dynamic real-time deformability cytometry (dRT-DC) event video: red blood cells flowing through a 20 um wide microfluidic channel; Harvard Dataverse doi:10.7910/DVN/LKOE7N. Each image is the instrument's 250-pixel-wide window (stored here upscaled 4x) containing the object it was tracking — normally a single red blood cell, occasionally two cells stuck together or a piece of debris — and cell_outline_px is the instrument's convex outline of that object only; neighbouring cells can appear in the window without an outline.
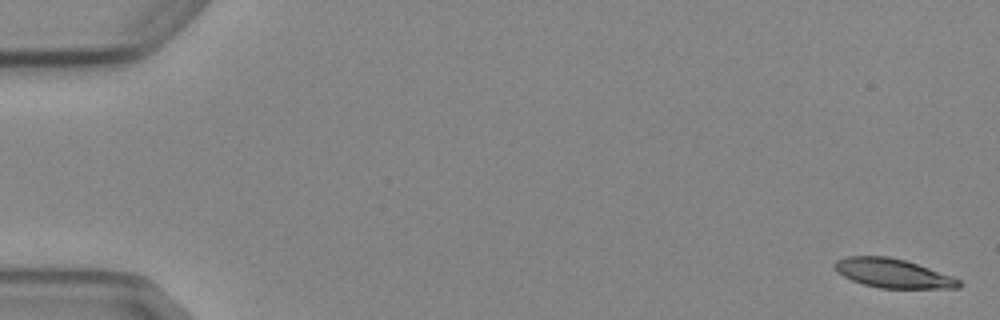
{"species": "Egyptian fruit bat (a non-hibernating species)", "species_latin": "Rousettus aegyptiacus", "temperature_condition": "cold", "stored_images_in_passage": 5, "camera_frame_rate_fps": 3000, "um_per_image_px": 0.085, "animal": {"sex": "female"}, "frame": {"image": 1, "passage_image": 1, "time_ms": 0.0, "image_size_px": [1000, 320], "cell_outline_px": [[960, 288], [880, 288], [864, 284], [852, 280], [836, 272], [832, 264], [836, 260], [848, 256], [888, 256], [904, 260], [952, 276], [960, 280]], "centroid_in_image_um": [75.85, 23.22], "position_along_channel_um": 9.2, "area_um2": 20.87}}
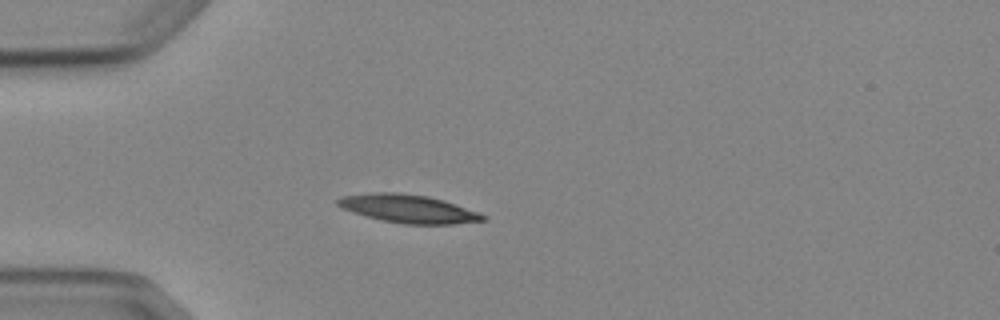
{"frame": {"image": 2, "passage_image": 5, "time_ms": 4.667, "image_size_px": [1000, 320], "cell_outline_px": [[484, 220], [452, 224], [404, 224], [380, 220], [352, 212], [336, 204], [336, 200], [344, 196], [376, 192], [396, 192], [428, 196], [444, 200], [480, 212], [484, 216]], "centroid_in_image_um": [34.71, 17.74], "position_along_channel_um": 50.3, "area_um2": 23.7}}